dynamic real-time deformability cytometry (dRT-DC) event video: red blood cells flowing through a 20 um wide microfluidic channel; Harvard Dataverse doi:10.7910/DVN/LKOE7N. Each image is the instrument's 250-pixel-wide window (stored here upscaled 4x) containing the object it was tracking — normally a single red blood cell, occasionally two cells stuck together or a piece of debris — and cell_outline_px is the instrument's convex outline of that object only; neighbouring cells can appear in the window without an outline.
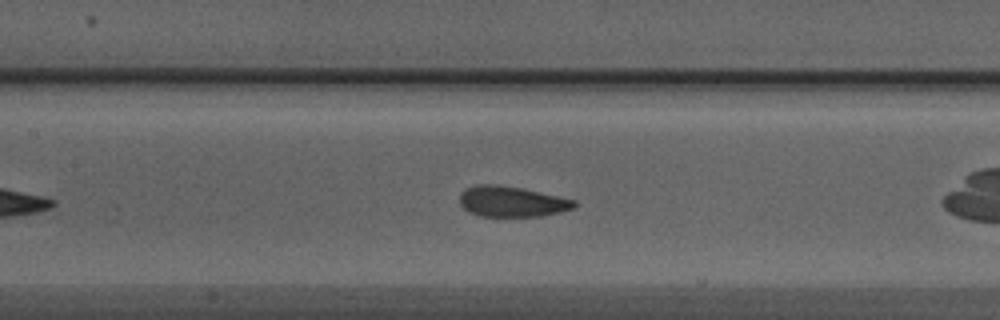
{"species": "Egyptian fruit bat (a non-hibernating species)", "species_latin": "Rousettus aegyptiacus", "temperature_condition": "warm", "stored_images_in_passage": 11, "camera_frame_rate_fps": 3000, "um_per_image_px": 0.085, "animal": {"sex": "male"}, "frame": {"image": 1, "passage_image": 5, "time_ms": 1.333, "image_size_px": [1000, 320], "cell_outline_px": [[576, 208], [560, 212], [540, 216], [480, 216], [468, 212], [460, 204], [460, 192], [464, 188], [476, 184], [496, 184], [520, 188], [576, 200]], "centroid_in_image_um": [43.47, 17.13], "position_along_channel_um": 163.9, "area_um2": 20.46}}
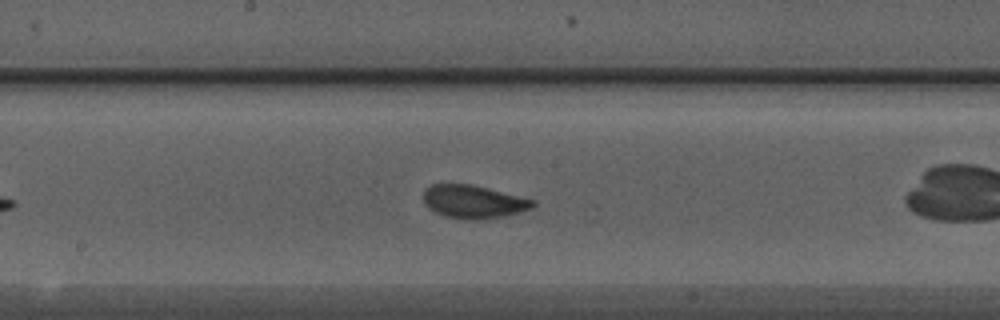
{"frame": {"image": 2, "passage_image": 8, "time_ms": 2.333, "image_size_px": [1000, 320], "cell_outline_px": [[536, 204], [532, 208], [520, 212], [500, 216], [476, 220], [468, 220], [444, 216], [428, 208], [424, 204], [424, 192], [432, 184], [472, 184], [536, 200]], "centroid_in_image_um": [40.25, 17.14], "position_along_channel_um": 207.9, "area_um2": 21.04}}